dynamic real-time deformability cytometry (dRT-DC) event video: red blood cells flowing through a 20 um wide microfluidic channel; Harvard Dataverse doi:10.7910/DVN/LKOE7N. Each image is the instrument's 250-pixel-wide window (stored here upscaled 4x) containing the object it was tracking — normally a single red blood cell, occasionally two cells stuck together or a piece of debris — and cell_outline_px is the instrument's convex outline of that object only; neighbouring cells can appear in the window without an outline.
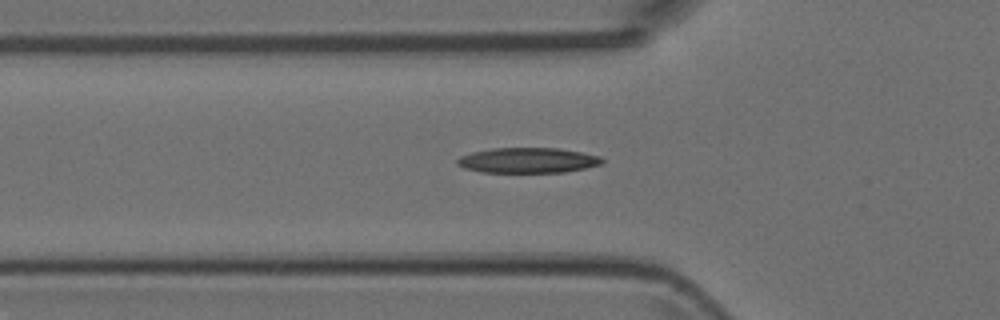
{"species": "Egyptian fruit bat (a non-hibernating species)", "species_latin": "Rousettus aegyptiacus", "temperature_condition": "room temperature", "stored_images_in_passage": 40, "camera_frame_rate_fps": 3000, "um_per_image_px": 0.085, "animal": {"sex": "female"}, "frame": {"image": 1, "passage_image": 8, "time_ms": 2.333, "image_size_px": [1000, 320], "cell_outline_px": [[604, 164], [564, 172], [480, 172], [464, 168], [456, 164], [456, 160], [460, 156], [472, 152], [492, 148], [560, 148], [600, 156], [604, 160]], "centroid_in_image_um": [44.86, 13.62], "position_along_channel_um": 80.9, "area_um2": 21.39}}
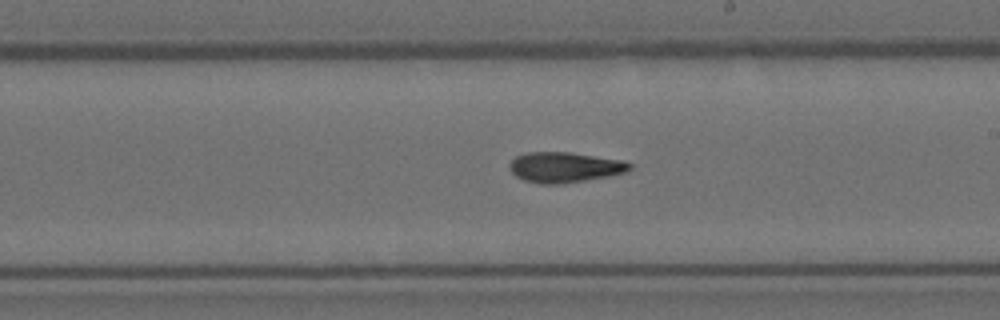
{"frame": {"image": 2, "passage_image": 20, "time_ms": 6.333, "image_size_px": [1000, 320], "cell_outline_px": [[632, 168], [628, 172], [608, 176], [564, 184], [540, 184], [524, 180], [516, 176], [508, 168], [508, 164], [516, 156], [528, 152], [568, 152], [624, 160], [632, 164]], "centroid_in_image_um": [48.01, 14.22], "position_along_channel_um": 241.0, "area_um2": 21.44}}
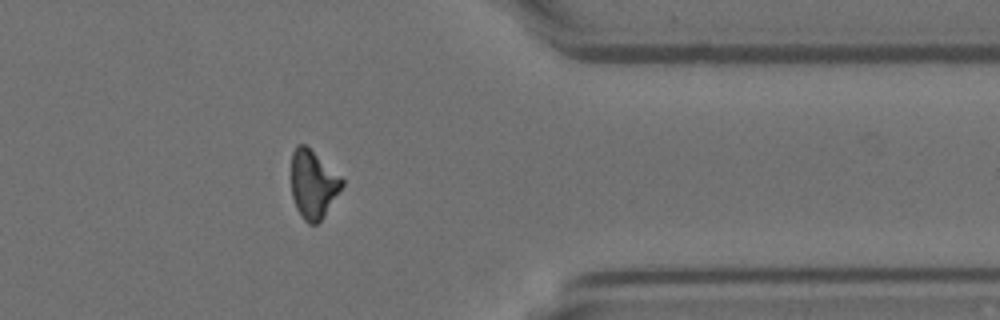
{"frame": {"image": 3, "passage_image": 32, "time_ms": 10.333, "image_size_px": [1000, 320], "cell_outline_px": [[344, 184], [320, 220], [316, 224], [308, 224], [300, 216], [296, 208], [292, 196], [292, 152], [296, 144], [304, 144], [340, 176], [344, 180]], "centroid_in_image_um": [26.59, 15.67], "position_along_channel_um": 384.8, "area_um2": 19.71}}